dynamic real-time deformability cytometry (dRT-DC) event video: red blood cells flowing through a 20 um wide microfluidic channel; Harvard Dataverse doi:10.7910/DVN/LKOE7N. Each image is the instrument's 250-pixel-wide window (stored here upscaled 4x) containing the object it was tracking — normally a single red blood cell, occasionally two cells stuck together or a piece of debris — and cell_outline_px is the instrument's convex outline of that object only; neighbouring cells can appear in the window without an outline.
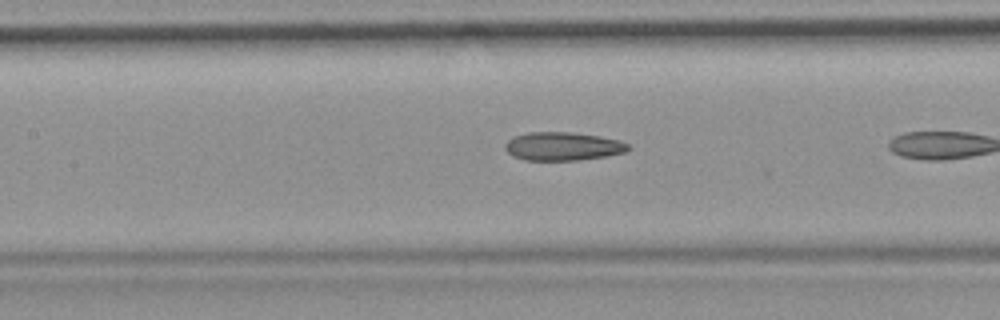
{"species": "common noctule bat (a hibernating species)", "species_latin": "Nyctalus noctula", "temperature_condition": "room temperature", "stored_images_in_passage": 10, "camera_frame_rate_fps": 3000, "um_per_image_px": 0.085, "animal": {"sex": "female", "body_mass_g": 19.9}, "frame": {"image": 1, "passage_image": 9, "time_ms": 2.667, "image_size_px": [1000, 320], "cell_outline_px": [[632, 148], [624, 152], [608, 156], [580, 160], [524, 160], [512, 156], [504, 148], [504, 144], [512, 136], [528, 132], [572, 132], [600, 136], [620, 140], [628, 144]], "centroid_in_image_um": [47.83, 12.43], "position_along_channel_um": 159.6, "area_um2": 20.63}}